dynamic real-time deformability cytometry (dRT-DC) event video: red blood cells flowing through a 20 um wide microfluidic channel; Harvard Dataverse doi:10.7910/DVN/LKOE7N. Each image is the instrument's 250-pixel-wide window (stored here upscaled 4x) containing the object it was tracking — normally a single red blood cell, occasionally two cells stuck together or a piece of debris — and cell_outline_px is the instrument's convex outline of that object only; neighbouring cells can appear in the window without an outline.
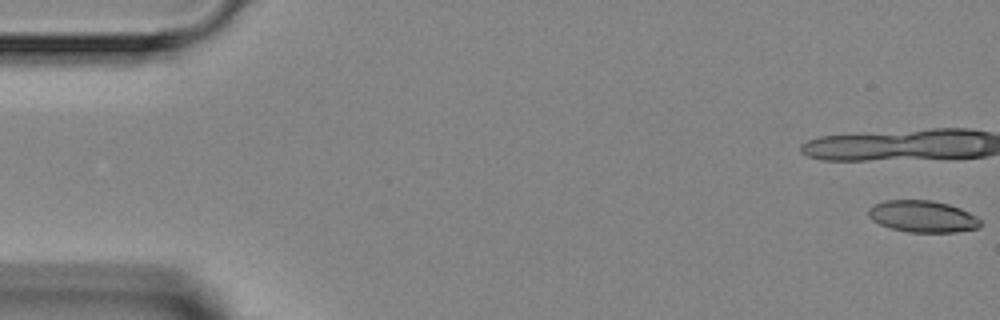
{"species": "Egyptian fruit bat (a non-hibernating species)", "species_latin": "Rousettus aegyptiacus", "temperature_condition": "room temperature", "stored_images_in_passage": 6, "camera_frame_rate_fps": 3000, "um_per_image_px": 0.085, "animal": {"sex": "female"}, "frame": {"image": 1, "passage_image": 1, "time_ms": 0.0, "image_size_px": [1000, 320], "cell_outline_px": [[980, 228], [956, 232], [908, 232], [892, 228], [880, 224], [872, 220], [868, 216], [868, 208], [872, 204], [884, 200], [932, 200], [948, 204], [960, 208], [976, 216], [980, 220]], "centroid_in_image_um": [78.4, 18.39], "position_along_channel_um": 6.6, "area_um2": 20.81}}
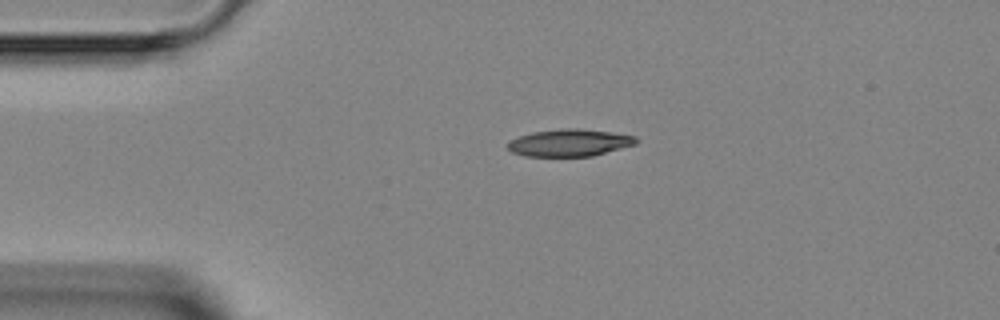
{"frame": {"image": 2, "passage_image": 6, "time_ms": 6.0, "image_size_px": [1000, 320], "cell_outline_px": [[640, 140], [636, 144], [592, 156], [524, 156], [512, 152], [508, 148], [508, 144], [512, 140], [520, 136], [532, 132], [560, 128], [576, 128], [608, 132], [636, 136]], "centroid_in_image_um": [48.43, 12.13], "position_along_channel_um": 36.6, "area_um2": 20.17}}